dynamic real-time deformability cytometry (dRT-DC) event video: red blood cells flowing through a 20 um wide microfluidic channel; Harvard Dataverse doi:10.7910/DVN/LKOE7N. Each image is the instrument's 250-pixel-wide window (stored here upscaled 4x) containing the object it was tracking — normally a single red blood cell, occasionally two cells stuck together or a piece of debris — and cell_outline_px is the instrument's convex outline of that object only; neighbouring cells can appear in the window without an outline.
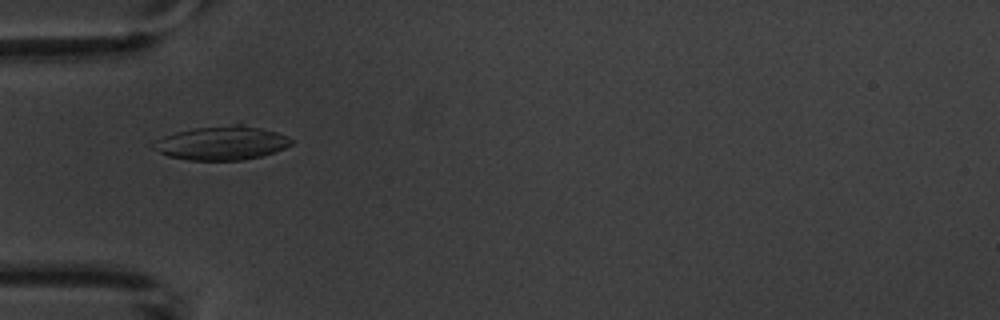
{"species": "common noctule bat (a hibernating species)", "species_latin": "Nyctalus noctula", "temperature_condition": "warm", "stored_images_in_passage": 9, "camera_frame_rate_fps": 3000, "um_per_image_px": 0.085, "animal": {"sex": "male", "body_mass_g": 20.1, "forearm_length_mm": 53.5}, "frame": {"image": 1, "passage_image": 5, "time_ms": 5.667, "image_size_px": [1000, 320], "cell_outline_px": [[292, 144], [276, 152], [264, 156], [244, 160], [188, 160], [168, 156], [152, 148], [152, 140], [176, 132], [236, 120], [276, 132], [288, 136], [292, 140]], "centroid_in_image_um": [18.88, 12.11], "position_along_channel_um": 66.1, "area_um2": 28.21}}
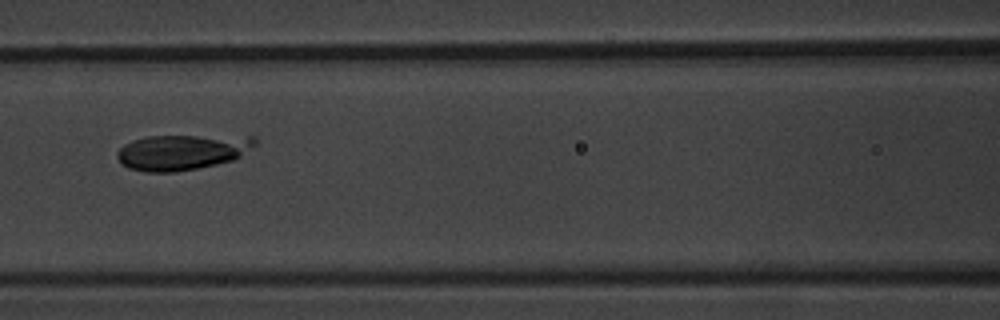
{"frame": {"image": 2, "passage_image": 7, "time_ms": 8.0, "image_size_px": [1000, 320], "cell_outline_px": [[256, 144], [240, 156], [232, 160], [216, 164], [176, 172], [144, 172], [128, 168], [116, 156], [116, 152], [124, 144], [132, 140], [148, 136], [256, 136]], "centroid_in_image_um": [15.46, 12.92], "position_along_channel_um": 151.1, "area_um2": 28.38}}